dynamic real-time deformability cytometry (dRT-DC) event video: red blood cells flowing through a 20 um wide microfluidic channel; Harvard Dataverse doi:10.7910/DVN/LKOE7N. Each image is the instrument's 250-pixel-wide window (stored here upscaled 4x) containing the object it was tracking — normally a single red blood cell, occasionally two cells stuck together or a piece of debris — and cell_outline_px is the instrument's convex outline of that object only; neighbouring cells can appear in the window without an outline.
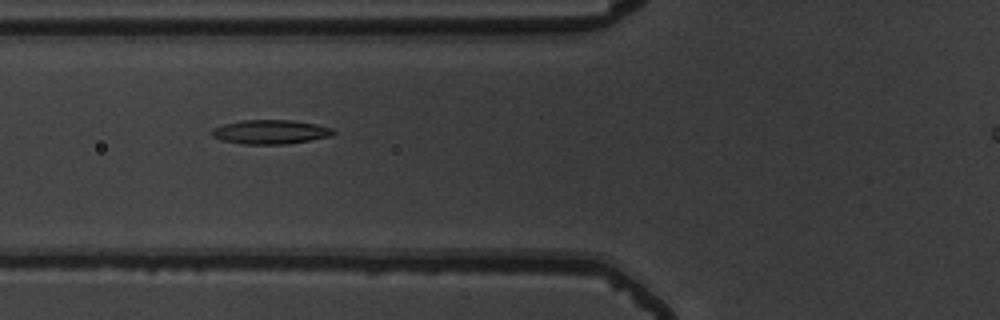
{"species": "common noctule bat (a hibernating species)", "species_latin": "Nyctalus noctula", "temperature_condition": "warm", "stored_images_in_passage": 35, "camera_frame_rate_fps": 3000, "um_per_image_px": 0.085, "animal": {"sex": "male", "body_mass_g": 19.5, "forearm_length_mm": 54.6}, "frame": {"image": 1, "passage_image": 6, "time_ms": 1.667, "image_size_px": [1000, 320], "cell_outline_px": [[336, 132], [332, 136], [284, 144], [244, 144], [220, 140], [212, 136], [212, 128], [224, 124], [240, 120], [292, 120], [316, 124], [332, 128]], "centroid_in_image_um": [22.97, 11.21], "position_along_channel_um": 102.8, "area_um2": 17.05}}
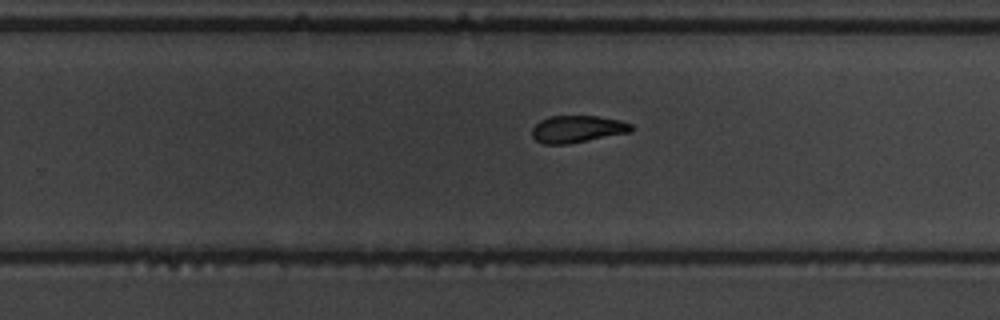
{"frame": {"image": 2, "passage_image": 20, "time_ms": 6.333, "image_size_px": [1000, 320], "cell_outline_px": [[632, 132], [568, 144], [544, 144], [536, 140], [532, 136], [532, 128], [540, 120], [552, 116], [596, 116], [620, 120], [632, 124]], "centroid_in_image_um": [49.08, 10.97], "position_along_channel_um": 280.7, "area_um2": 15.66}}
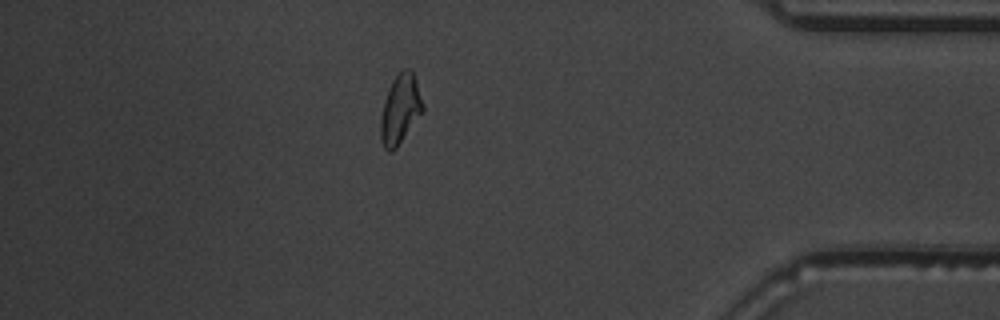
{"frame": {"image": 3, "passage_image": 32, "time_ms": 10.333, "image_size_px": [1000, 320], "cell_outline_px": [[424, 108], [396, 148], [392, 152], [388, 152], [384, 148], [380, 140], [380, 116], [384, 100], [388, 88], [392, 80], [404, 68], [408, 68], [412, 72], [416, 80], [424, 104]], "centroid_in_image_um": [33.99, 9.29], "position_along_channel_um": 401.2, "area_um2": 16.94}}